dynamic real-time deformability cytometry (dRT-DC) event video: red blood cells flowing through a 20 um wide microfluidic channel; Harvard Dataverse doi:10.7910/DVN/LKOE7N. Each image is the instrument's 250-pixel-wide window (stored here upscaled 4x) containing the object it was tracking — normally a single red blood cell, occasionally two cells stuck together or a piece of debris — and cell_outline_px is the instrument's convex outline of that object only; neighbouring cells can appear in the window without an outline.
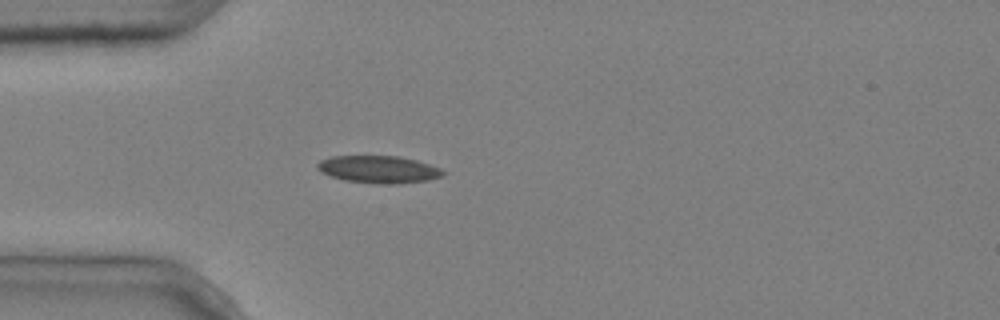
{"species": "common noctule bat (a hibernating species)", "species_latin": "Nyctalus noctula", "temperature_condition": "cold", "stored_images_in_passage": 4, "camera_frame_rate_fps": 3000, "um_per_image_px": 0.085, "animal": {"sex": "male", "body_mass_g": 20.4}, "frame": {"image": 1, "passage_image": 4, "time_ms": 1.0, "image_size_px": [1000, 320], "cell_outline_px": [[448, 172], [440, 176], [428, 180], [396, 184], [380, 184], [344, 180], [320, 172], [316, 168], [316, 164], [320, 160], [332, 156], [400, 156], [416, 160], [440, 168]], "centroid_in_image_um": [32.17, 14.39], "position_along_channel_um": 52.8, "area_um2": 20.06}}